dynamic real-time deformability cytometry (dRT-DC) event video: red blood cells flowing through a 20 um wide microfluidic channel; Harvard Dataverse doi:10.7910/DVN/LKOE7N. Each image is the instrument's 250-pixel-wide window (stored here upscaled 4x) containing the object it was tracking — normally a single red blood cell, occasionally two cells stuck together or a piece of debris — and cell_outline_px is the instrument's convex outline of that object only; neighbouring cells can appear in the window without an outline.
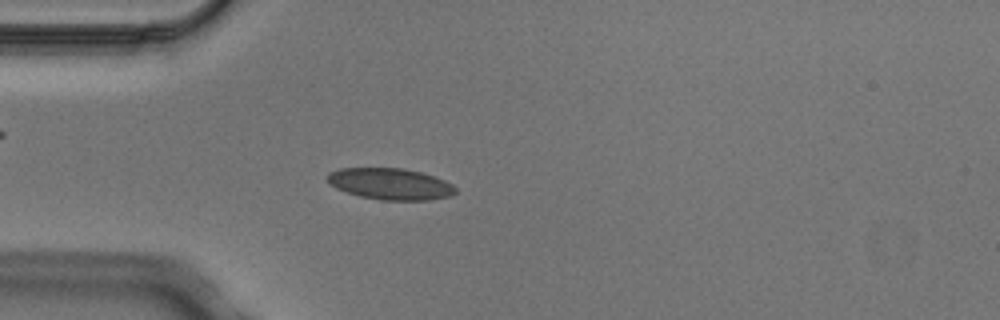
{"species": "Egyptian fruit bat (a non-hibernating species)", "species_latin": "Rousettus aegyptiacus", "temperature_condition": "cold", "stored_images_in_passage": 3, "camera_frame_rate_fps": 3000, "um_per_image_px": 0.085, "animal": {"sex": "male"}, "frame": {"image": 1, "passage_image": 3, "time_ms": 0.667, "image_size_px": [1000, 320], "cell_outline_px": [[456, 192], [452, 196], [428, 200], [380, 200], [360, 196], [336, 188], [328, 184], [324, 176], [328, 172], [340, 168], [404, 168], [420, 172], [444, 180], [452, 184], [456, 188]], "centroid_in_image_um": [33.14, 15.63], "position_along_channel_um": 51.9, "area_um2": 23.64}}